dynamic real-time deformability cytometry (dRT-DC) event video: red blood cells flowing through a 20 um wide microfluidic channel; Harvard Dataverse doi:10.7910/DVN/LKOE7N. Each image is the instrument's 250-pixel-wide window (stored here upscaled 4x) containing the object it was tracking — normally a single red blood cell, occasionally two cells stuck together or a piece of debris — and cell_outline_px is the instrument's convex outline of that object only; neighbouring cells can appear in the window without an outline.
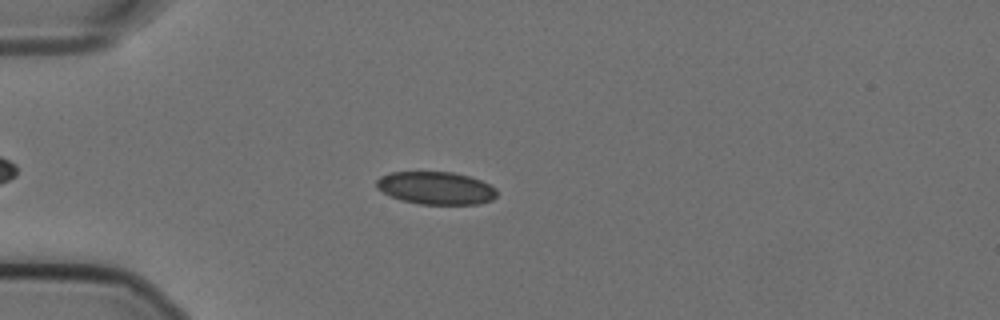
{"species": "Egyptian fruit bat (a non-hibernating species)", "species_latin": "Rousettus aegyptiacus", "temperature_condition": "cold", "stored_images_in_passage": 52, "camera_frame_rate_fps": 3000, "um_per_image_px": 0.085, "animal": {"sex": "female"}, "frame": {"image": 1, "passage_image": 15, "time_ms": 4.667, "image_size_px": [1000, 320], "cell_outline_px": [[496, 196], [492, 200], [476, 204], [420, 204], [400, 200], [376, 188], [376, 180], [380, 176], [392, 172], [452, 172], [468, 176], [480, 180], [496, 188]], "centroid_in_image_um": [37.04, 15.98], "position_along_channel_um": 48.0, "area_um2": 22.83}}
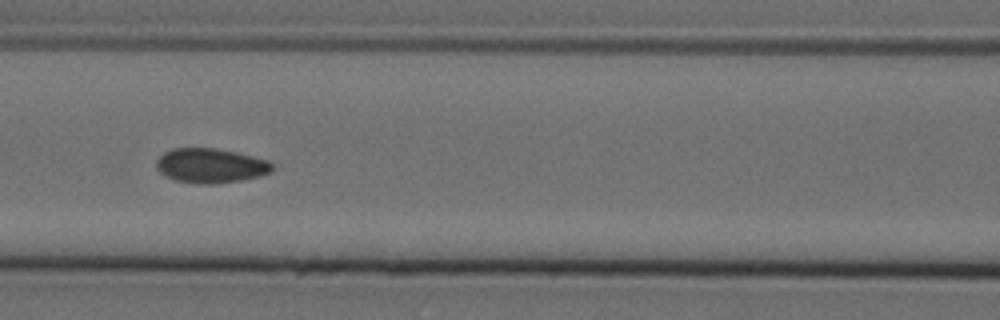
{"frame": {"image": 2, "passage_image": 25, "time_ms": 8.0, "image_size_px": [1000, 320], "cell_outline_px": [[272, 172], [260, 176], [240, 180], [212, 184], [196, 184], [176, 180], [160, 172], [156, 168], [156, 160], [164, 152], [172, 148], [216, 148], [236, 152], [268, 160], [272, 164]], "centroid_in_image_um": [17.9, 14.07], "position_along_channel_um": 148.7, "area_um2": 23.29}}
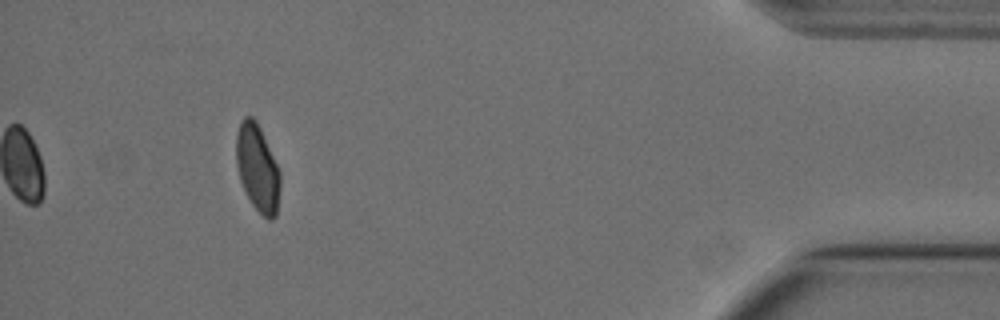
{"frame": {"image": 3, "passage_image": 52, "time_ms": 17.0, "image_size_px": [1000, 320], "cell_outline_px": [[280, 188], [276, 216], [272, 220], [268, 220], [252, 204], [240, 180], [236, 164], [236, 132], [240, 120], [244, 116], [252, 116], [256, 120], [260, 128], [280, 172]], "centroid_in_image_um": [21.87, 14.26], "position_along_channel_um": 413.3, "area_um2": 22.2}, "authors_computed_cell_mechanics": {"area_um2": 23.2934, "velocity_mm_per_s": 3.57, "shape_relaxation_time_tau1_ms": null, "shape_relaxation_time_tau2_ms": 2.8722, "deformation_change_tau1": null, "deformation_change_tau2": 0.04}}